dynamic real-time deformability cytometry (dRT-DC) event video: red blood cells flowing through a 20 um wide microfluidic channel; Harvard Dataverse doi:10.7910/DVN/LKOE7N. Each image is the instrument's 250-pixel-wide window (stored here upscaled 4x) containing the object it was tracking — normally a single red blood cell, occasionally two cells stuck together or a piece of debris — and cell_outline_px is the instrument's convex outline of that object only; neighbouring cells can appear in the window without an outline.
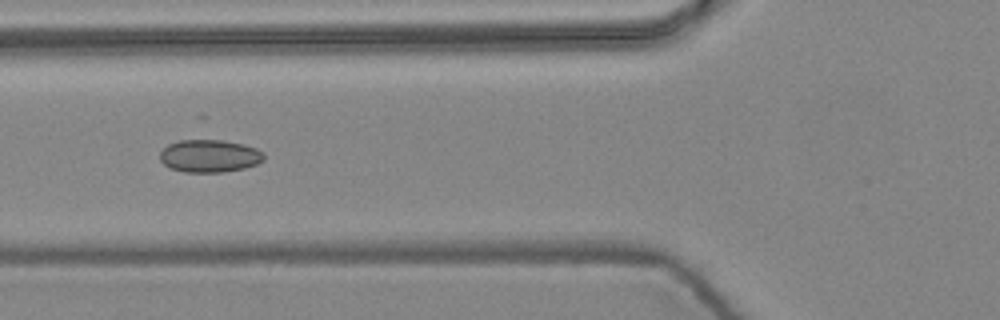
{"species": "common noctule bat (a hibernating species)", "species_latin": "Nyctalus noctula", "temperature_condition": "warm", "stored_images_in_passage": 8, "camera_frame_rate_fps": 3000, "um_per_image_px": 0.085, "animal": {"sex": "female", "body_mass_g": 24.6, "forearm_length_mm": 56.2}, "frame": {"image": 1, "passage_image": 6, "time_ms": 1.667, "image_size_px": [1000, 320], "cell_outline_px": [[264, 160], [256, 164], [244, 168], [224, 172], [184, 172], [168, 168], [160, 160], [160, 152], [168, 144], [180, 140], [224, 140], [244, 144], [256, 148], [264, 152]], "centroid_in_image_um": [17.81, 13.26], "position_along_channel_um": 108.0, "area_um2": 19.94}}
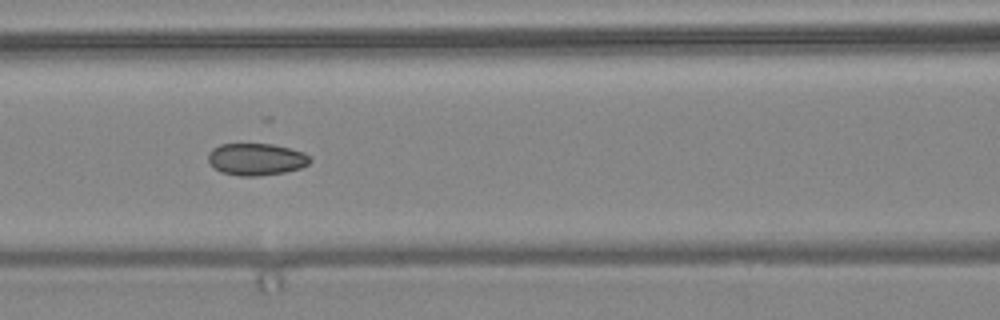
{"frame": {"image": 2, "passage_image": 7, "time_ms": 2.0, "image_size_px": [1000, 320], "cell_outline_px": [[312, 160], [308, 164], [300, 168], [284, 172], [260, 176], [240, 176], [220, 172], [208, 160], [208, 152], [212, 148], [220, 144], [272, 144], [304, 152]], "centroid_in_image_um": [21.77, 13.54], "position_along_channel_um": 144.8, "area_um2": 18.96}}
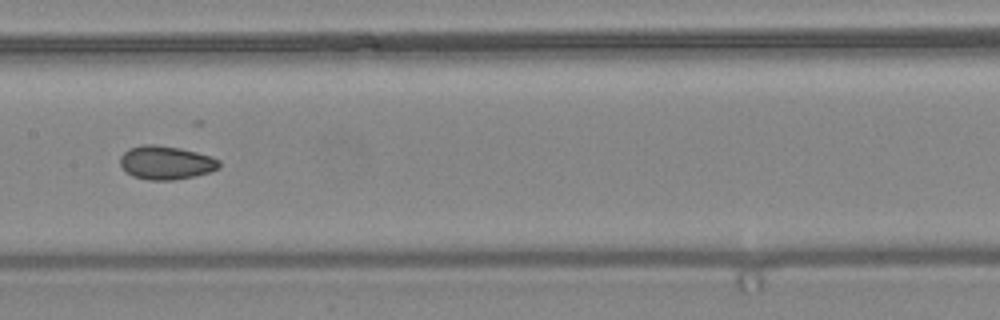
{"frame": {"image": 3, "passage_image": 8, "time_ms": 2.333, "image_size_px": [1000, 320], "cell_outline_px": [[220, 168], [196, 176], [172, 180], [148, 180], [132, 176], [120, 164], [120, 156], [128, 148], [140, 144], [156, 144], [180, 148], [212, 156], [220, 160]], "centroid_in_image_um": [14.11, 13.81], "position_along_channel_um": 193.3, "area_um2": 19.54}}